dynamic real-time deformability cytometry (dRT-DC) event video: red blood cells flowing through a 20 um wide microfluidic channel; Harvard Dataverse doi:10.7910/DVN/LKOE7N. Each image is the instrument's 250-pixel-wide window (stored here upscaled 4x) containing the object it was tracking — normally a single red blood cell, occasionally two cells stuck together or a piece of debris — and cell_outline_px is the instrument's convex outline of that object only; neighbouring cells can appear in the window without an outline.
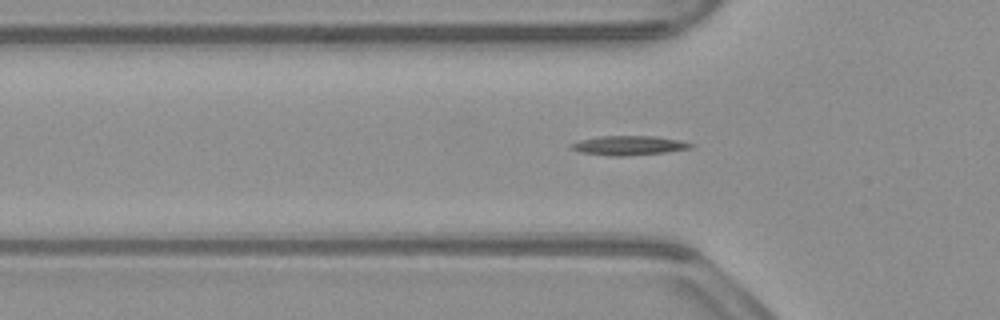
{"species": "common noctule bat (a hibernating species)", "species_latin": "Nyctalus noctula", "temperature_condition": "warm", "stored_images_in_passage": 45, "camera_frame_rate_fps": 3000, "um_per_image_px": 0.085, "animal": {"sex": "male", "body_mass_g": 23.1, "forearm_length_mm": 52.7}, "frame": {"image": 1, "passage_image": 16, "time_ms": 5.0, "image_size_px": [1000, 320], "cell_outline_px": [[692, 148], [664, 152], [624, 156], [612, 156], [580, 152], [568, 148], [568, 144], [580, 140], [600, 136], [656, 136], [676, 140], [692, 144]], "centroid_in_image_um": [53.35, 12.36], "position_along_channel_um": 72.5, "area_um2": 13.35}}
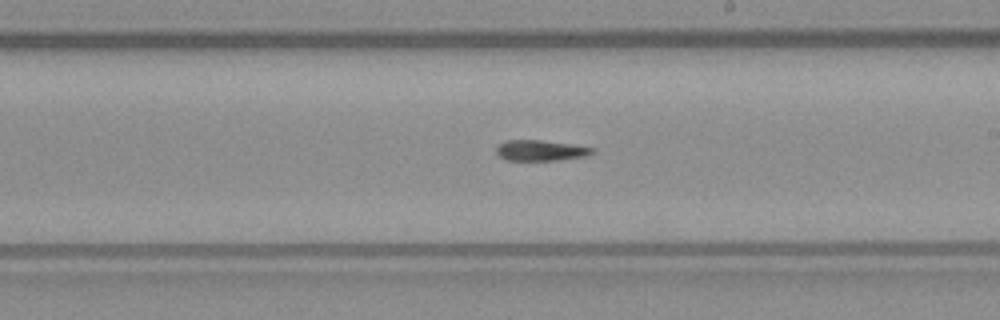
{"frame": {"image": 2, "passage_image": 29, "time_ms": 9.333, "image_size_px": [1000, 320], "cell_outline_px": [[596, 152], [584, 156], [556, 160], [504, 160], [496, 152], [496, 148], [504, 140], [540, 140], [572, 144], [596, 148]], "centroid_in_image_um": [45.96, 12.78], "position_along_channel_um": 243.0, "area_um2": 11.56}}
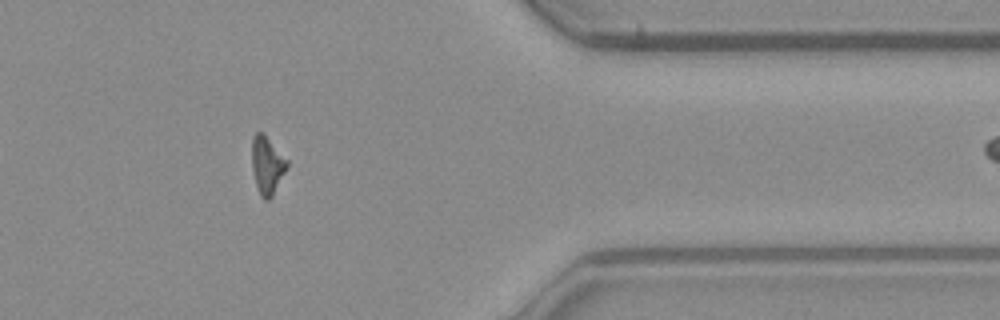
{"frame": {"image": 3, "passage_image": 42, "time_ms": 13.667, "image_size_px": [1000, 320], "cell_outline_px": [[288, 164], [272, 196], [268, 200], [264, 200], [260, 196], [256, 184], [252, 168], [252, 136], [256, 132], [264, 132], [288, 160]], "centroid_in_image_um": [22.69, 14.0], "position_along_channel_um": 388.7, "area_um2": 11.79}}